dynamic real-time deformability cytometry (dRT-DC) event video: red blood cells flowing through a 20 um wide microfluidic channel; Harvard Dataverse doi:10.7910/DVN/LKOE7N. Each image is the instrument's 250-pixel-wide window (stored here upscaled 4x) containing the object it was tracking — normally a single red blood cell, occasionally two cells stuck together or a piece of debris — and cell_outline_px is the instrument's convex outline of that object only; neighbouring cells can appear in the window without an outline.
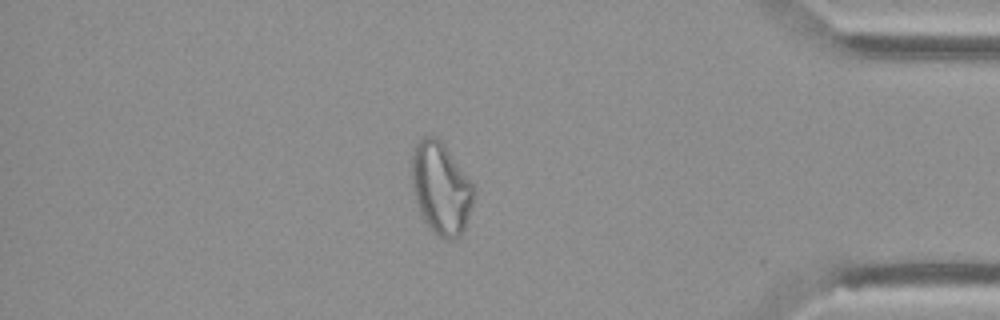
{"species": "Egyptian fruit bat (a non-hibernating species)", "species_latin": "Rousettus aegyptiacus", "temperature_condition": "cold", "stored_images_in_passage": 53, "camera_frame_rate_fps": 3000, "um_per_image_px": 0.085, "animal": {"sex": "female"}, "frame": {"image": 1, "passage_image": 46, "time_ms": 15.0, "image_size_px": [1000, 320], "cell_outline_px": [[476, 188], [468, 220], [464, 232], [456, 240], [444, 240], [436, 236], [424, 220], [416, 204], [412, 192], [412, 152], [420, 136], [436, 136], [444, 144]], "centroid_in_image_um": [37.48, 16.04], "position_along_channel_um": 397.7, "area_um2": 33.76}}